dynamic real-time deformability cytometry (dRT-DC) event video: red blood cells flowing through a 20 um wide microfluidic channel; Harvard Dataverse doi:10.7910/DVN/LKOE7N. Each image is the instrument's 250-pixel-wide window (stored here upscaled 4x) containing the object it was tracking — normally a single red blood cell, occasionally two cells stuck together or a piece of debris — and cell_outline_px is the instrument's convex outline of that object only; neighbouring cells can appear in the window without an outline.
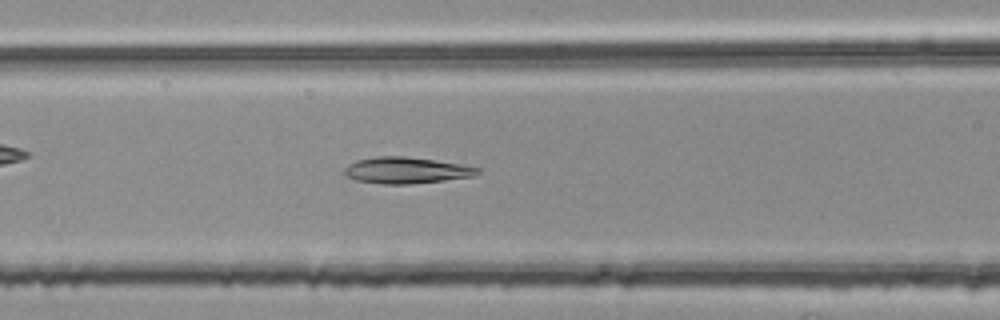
{"species": "common noctule bat (a hibernating species)", "species_latin": "Nyctalus noctula", "temperature_condition": "room temperature", "stored_images_in_passage": 44, "camera_frame_rate_fps": 3000, "um_per_image_px": 0.085, "animal": {"sex": "female", "body_mass_g": 25.1}, "frame": {"image": 1, "passage_image": 12, "time_ms": 3.667, "image_size_px": [1000, 320], "cell_outline_px": [[480, 172], [476, 176], [444, 180], [408, 184], [384, 184], [356, 180], [348, 176], [344, 172], [344, 168], [348, 164], [356, 160], [376, 156], [404, 156], [460, 164], [480, 168]], "centroid_in_image_um": [34.53, 14.47], "position_along_channel_um": 132.1, "area_um2": 20.29}}
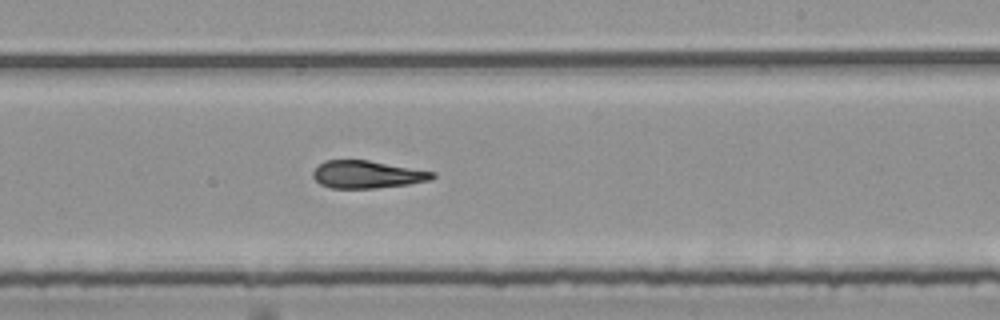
{"frame": {"image": 2, "passage_image": 22, "time_ms": 7.0, "image_size_px": [1000, 320], "cell_outline_px": [[436, 176], [432, 180], [408, 184], [376, 188], [332, 188], [320, 184], [312, 176], [312, 172], [324, 160], [368, 160], [436, 172]], "centroid_in_image_um": [31.23, 14.83], "position_along_channel_um": 257.8, "area_um2": 19.19}}
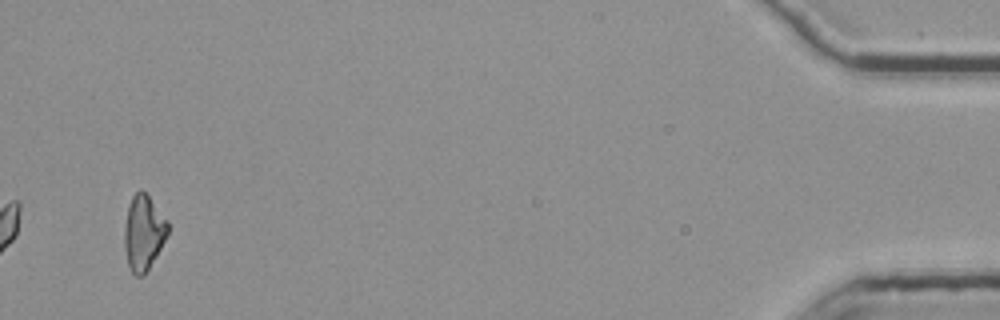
{"frame": {"image": 3, "passage_image": 42, "time_ms": 13.667, "image_size_px": [1000, 320], "cell_outline_px": [[168, 232], [156, 256], [144, 276], [136, 276], [132, 272], [128, 264], [124, 248], [124, 228], [128, 208], [132, 196], [136, 192], [144, 192], [148, 196], [168, 220]], "centroid_in_image_um": [12.19, 19.81], "position_along_channel_um": 423.0, "area_um2": 18.73}, "authors_computed_cell_mechanics": {"area_um2": 19.7965, "velocity_mm_per_s": 3.7829, "shape_relaxation_time_tau1_ms": 8.1839, "shape_relaxation_time_tau2_ms": 3.0902, "deformation_change_tau1": 0.2331, "deformation_change_tau2": 0.1169}}